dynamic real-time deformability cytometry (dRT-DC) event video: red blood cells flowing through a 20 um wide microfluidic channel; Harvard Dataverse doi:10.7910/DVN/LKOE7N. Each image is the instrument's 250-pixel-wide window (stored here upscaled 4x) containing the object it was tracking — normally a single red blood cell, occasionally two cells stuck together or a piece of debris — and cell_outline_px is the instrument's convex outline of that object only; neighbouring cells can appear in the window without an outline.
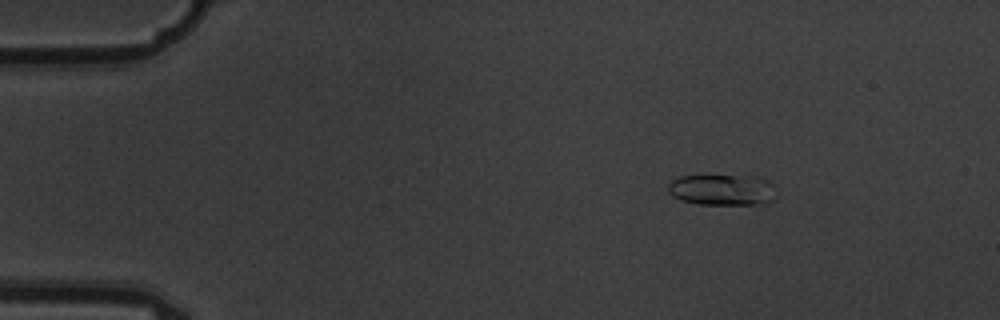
{"species": "common noctule bat (a hibernating species)", "species_latin": "Nyctalus noctula", "temperature_condition": "warm", "stored_images_in_passage": 4, "segment_of_instrument_passage": [1, 2], "camera_frame_rate_fps": 3000, "um_per_image_px": 0.085, "animal": {"sex": "male", "body_mass_g": 19.5, "forearm_length_mm": 54.6}, "frame": {"image": 1, "passage_image": 1, "time_ms": 0.0, "image_size_px": [1000, 320], "cell_outline_px": [[776, 200], [764, 204], [696, 204], [680, 200], [672, 196], [668, 192], [668, 184], [672, 180], [680, 176], [752, 176], [768, 180], [772, 184]], "centroid_in_image_um": [61.39, 16.15], "position_along_channel_um": 23.6, "area_um2": 19.65}}